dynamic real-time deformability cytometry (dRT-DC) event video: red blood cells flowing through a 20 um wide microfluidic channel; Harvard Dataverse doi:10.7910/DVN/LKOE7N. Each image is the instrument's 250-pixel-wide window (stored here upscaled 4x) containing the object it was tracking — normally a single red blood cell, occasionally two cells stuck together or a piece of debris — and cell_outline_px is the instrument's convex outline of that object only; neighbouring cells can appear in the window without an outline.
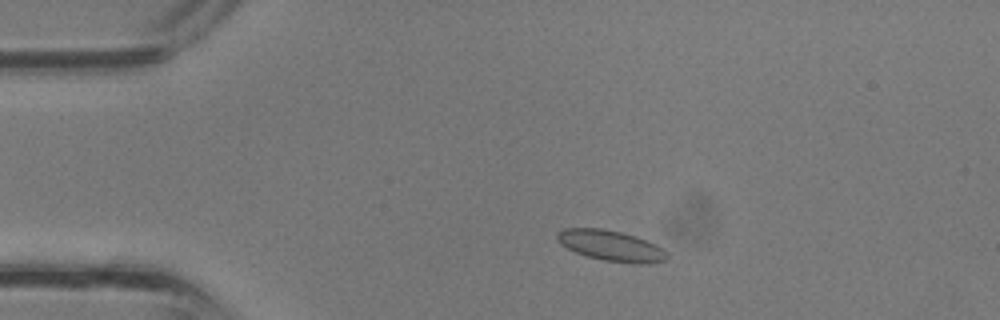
{"species": "common noctule bat (a hibernating species)", "species_latin": "Nyctalus noctula", "temperature_condition": "room temperature", "stored_images_in_passage": 34, "camera_frame_rate_fps": 3000, "um_per_image_px": 0.085, "animal": {"sex": "male", "body_mass_g": 13.3}, "frame": {"image": 1, "passage_image": 5, "time_ms": 1.333, "image_size_px": [1000, 320], "cell_outline_px": [[668, 256], [664, 260], [648, 264], [636, 264], [604, 260], [588, 256], [576, 252], [560, 244], [556, 236], [556, 232], [564, 228], [600, 228], [620, 232], [636, 236], [656, 244], [668, 252]], "centroid_in_image_um": [51.94, 20.88], "position_along_channel_um": 33.1, "area_um2": 19.59}}
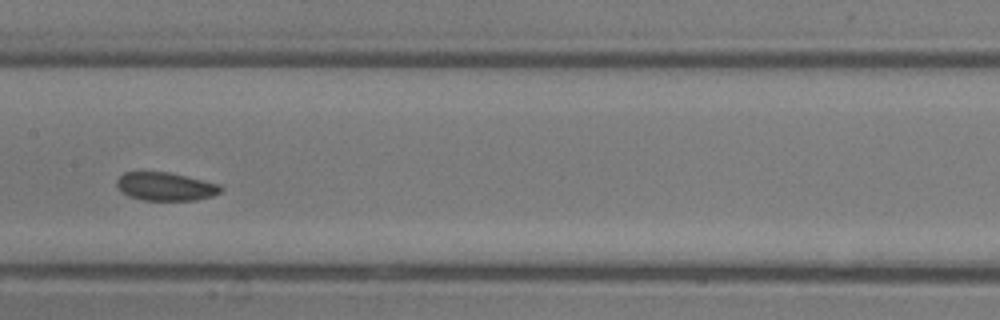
{"frame": {"image": 2, "passage_image": 16, "time_ms": 5.0, "image_size_px": [1000, 320], "cell_outline_px": [[224, 188], [220, 192], [212, 196], [196, 200], [144, 200], [128, 196], [116, 184], [116, 180], [124, 172], [168, 172], [204, 180], [220, 184]], "centroid_in_image_um": [14.1, 15.85], "position_along_channel_um": 193.3, "area_um2": 17.05}}
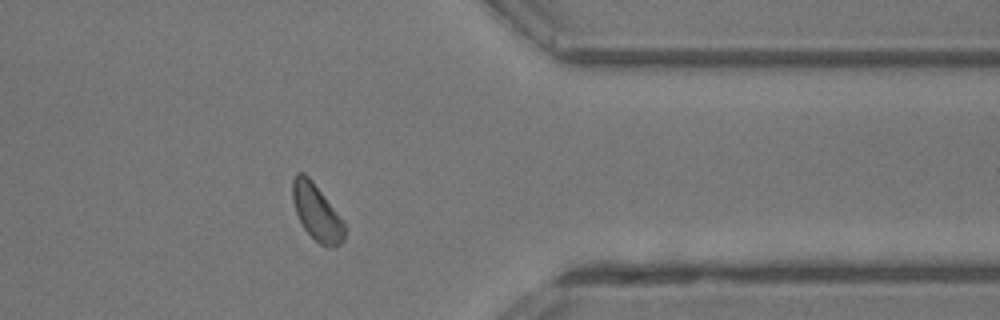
{"frame": {"image": 3, "passage_image": 27, "time_ms": 8.667, "image_size_px": [1000, 320], "cell_outline_px": [[344, 240], [336, 248], [332, 248], [320, 244], [304, 228], [296, 212], [292, 200], [292, 180], [296, 172], [304, 172], [312, 180], [344, 220]], "centroid_in_image_um": [26.92, 18.03], "position_along_channel_um": 384.5, "area_um2": 17.11}}